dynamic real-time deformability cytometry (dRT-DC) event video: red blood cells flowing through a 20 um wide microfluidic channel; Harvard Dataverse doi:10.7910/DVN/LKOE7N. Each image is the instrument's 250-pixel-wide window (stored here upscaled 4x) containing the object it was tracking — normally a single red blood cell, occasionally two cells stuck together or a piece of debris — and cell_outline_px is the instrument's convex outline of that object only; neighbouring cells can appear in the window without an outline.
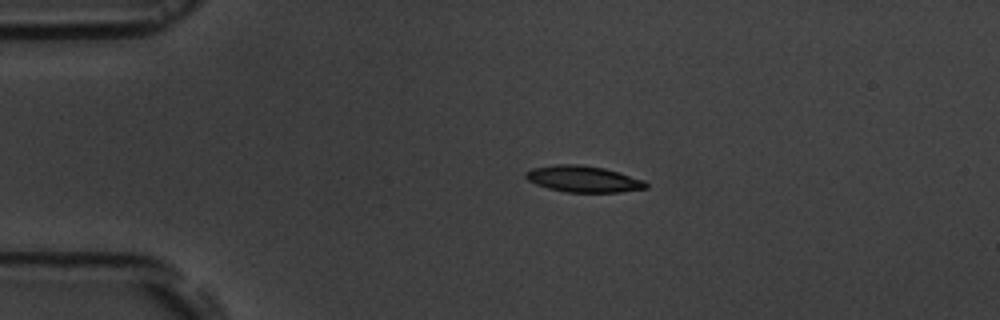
{"species": "common noctule bat (a hibernating species)", "species_latin": "Nyctalus noctula", "temperature_condition": "room temperature", "stored_images_in_passage": 2, "camera_frame_rate_fps": 3000, "um_per_image_px": 0.085, "animal": {"sex": "male", "body_mass_g": 19.5, "forearm_length_mm": 54.6}, "frame": {"image": 1, "passage_image": 1, "time_ms": 0.0, "image_size_px": [1000, 320], "cell_outline_px": [[648, 188], [620, 192], [568, 192], [548, 188], [536, 184], [528, 180], [524, 176], [524, 172], [532, 168], [556, 164], [580, 164], [604, 168], [644, 180], [648, 184]], "centroid_in_image_um": [49.56, 15.21], "position_along_channel_um": 35.4, "area_um2": 18.44}}